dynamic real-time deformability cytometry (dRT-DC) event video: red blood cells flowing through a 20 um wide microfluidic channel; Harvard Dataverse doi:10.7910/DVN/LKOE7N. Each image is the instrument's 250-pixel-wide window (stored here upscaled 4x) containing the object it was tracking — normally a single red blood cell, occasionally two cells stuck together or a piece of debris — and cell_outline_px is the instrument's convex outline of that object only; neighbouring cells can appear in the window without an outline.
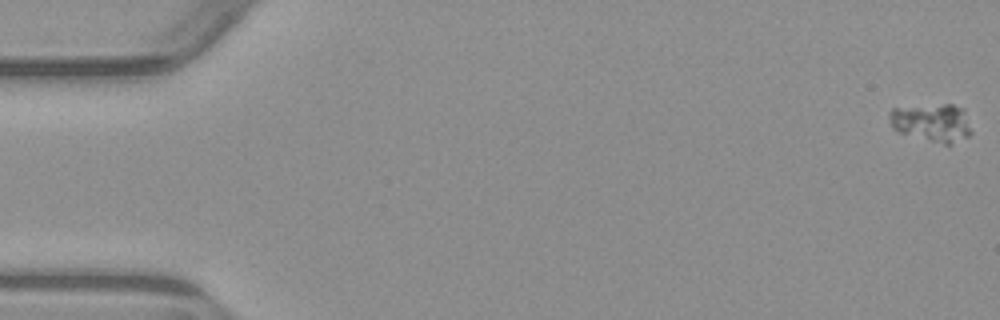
{"species": "common noctule bat (a hibernating species)", "species_latin": "Nyctalus noctula", "temperature_condition": "warm", "stored_images_in_passage": 7, "camera_frame_rate_fps": 3000, "um_per_image_px": 0.085, "animal": {"sex": "male", "body_mass_g": 23.1, "forearm_length_mm": 52.7}, "frame": {"image": 1, "passage_image": 1, "time_ms": 0.0, "image_size_px": [1000, 320], "cell_outline_px": [[972, 132], [968, 136], [952, 144], [944, 144], [900, 132], [892, 128], [888, 116], [888, 112], [892, 108], [944, 104], [952, 104], [964, 108]], "centroid_in_image_um": [79.22, 10.4], "position_along_channel_um": 5.8, "area_um2": 18.15}}
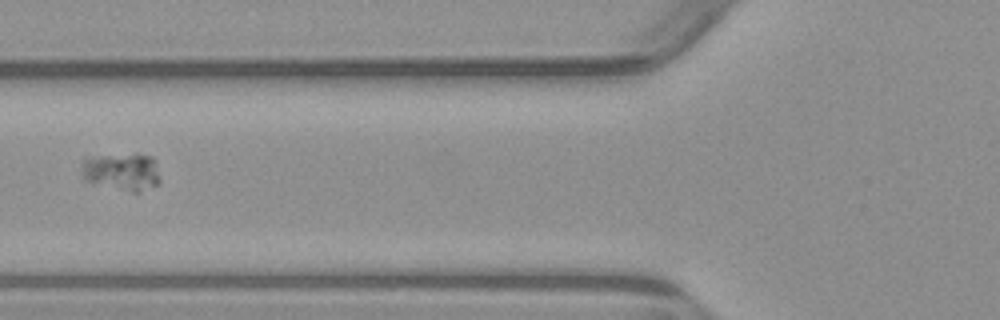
{"frame": {"image": 2, "passage_image": 6, "time_ms": 7.0, "image_size_px": [1000, 320], "cell_outline_px": [[160, 180], [156, 184], [140, 192], [132, 192], [84, 180], [84, 160], [88, 156], [136, 152], [152, 156], [156, 160], [160, 176]], "centroid_in_image_um": [10.43, 14.54], "position_along_channel_um": 115.4, "area_um2": 17.4}}
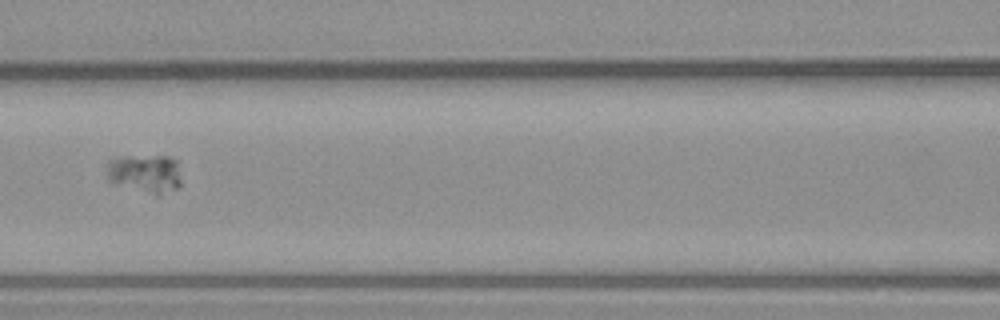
{"frame": {"image": 3, "passage_image": 7, "time_ms": 8.0, "image_size_px": [1000, 320], "cell_outline_px": [[180, 184], [176, 188], [160, 192], [152, 192], [112, 184], [108, 180], [108, 160], [112, 156], [168, 156], [176, 160], [180, 180]], "centroid_in_image_um": [12.26, 14.68], "position_along_channel_um": 154.3, "area_um2": 16.3}}